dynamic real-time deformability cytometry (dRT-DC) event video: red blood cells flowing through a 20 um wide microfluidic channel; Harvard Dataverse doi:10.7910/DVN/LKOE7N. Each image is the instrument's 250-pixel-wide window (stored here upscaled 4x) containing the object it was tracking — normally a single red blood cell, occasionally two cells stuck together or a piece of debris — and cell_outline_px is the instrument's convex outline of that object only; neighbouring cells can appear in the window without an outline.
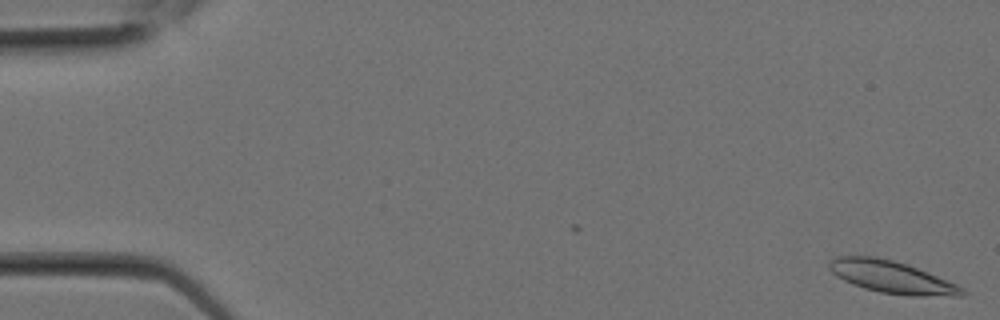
{"species": "Egyptian fruit bat (a non-hibernating species)", "species_latin": "Rousettus aegyptiacus", "temperature_condition": "room temperature", "stored_images_in_passage": 4, "segment_of_instrument_passage": [1, 2], "camera_frame_rate_fps": 3000, "um_per_image_px": 0.085, "animal": {"sex": "female"}, "frame": {"image": 1, "passage_image": 1, "time_ms": 0.0, "image_size_px": [1000, 320], "cell_outline_px": [[964, 296], [908, 296], [880, 292], [864, 288], [852, 284], [836, 276], [828, 268], [828, 264], [836, 256], [876, 256], [892, 260], [916, 268], [960, 284], [964, 288]], "centroid_in_image_um": [75.82, 23.56], "position_along_channel_um": 9.2, "area_um2": 25.03}}
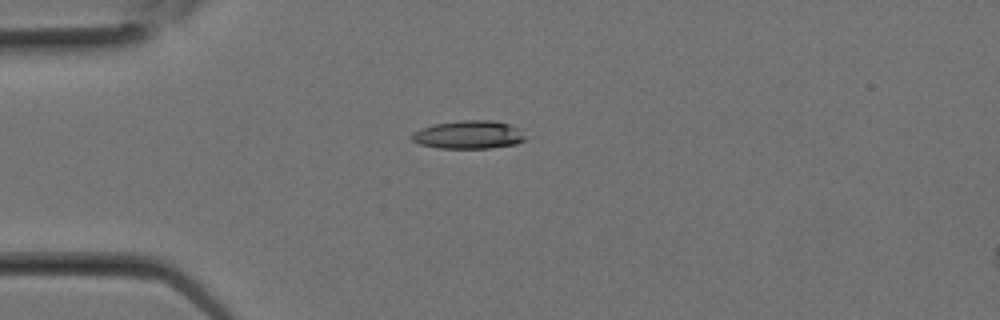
{"frame": {"image": 2, "passage_image": 3, "time_ms": 0.667, "image_size_px": [1000, 320], "cell_outline_px": [[528, 140], [516, 144], [492, 148], [440, 148], [420, 144], [412, 140], [412, 132], [420, 128], [432, 124], [460, 120], [496, 120], [508, 124], [516, 128]], "centroid_in_image_um": [39.82, 11.45], "position_along_channel_um": 45.2, "area_um2": 18.73}}